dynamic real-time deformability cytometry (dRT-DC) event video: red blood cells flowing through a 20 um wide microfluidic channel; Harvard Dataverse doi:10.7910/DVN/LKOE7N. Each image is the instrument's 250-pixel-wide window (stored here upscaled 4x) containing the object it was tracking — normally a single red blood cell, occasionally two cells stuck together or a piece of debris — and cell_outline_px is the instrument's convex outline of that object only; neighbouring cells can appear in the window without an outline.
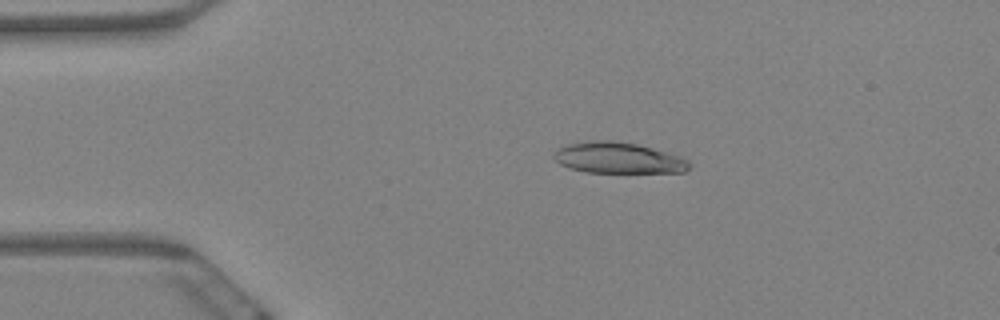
{"species": "Egyptian fruit bat (a non-hibernating species)", "species_latin": "Rousettus aegyptiacus", "temperature_condition": "warm", "stored_images_in_passage": 6, "camera_frame_rate_fps": 3000, "um_per_image_px": 0.085, "animal": {"sex": "female"}, "frame": {"image": 1, "passage_image": 3, "time_ms": 0.667, "image_size_px": [1000, 320], "cell_outline_px": [[692, 164], [684, 172], [588, 172], [572, 168], [560, 164], [552, 156], [560, 148], [568, 144], [588, 140], [612, 140], [636, 144], [652, 148], [688, 160]], "centroid_in_image_um": [52.53, 13.42], "position_along_channel_um": 32.5, "area_um2": 24.04}}
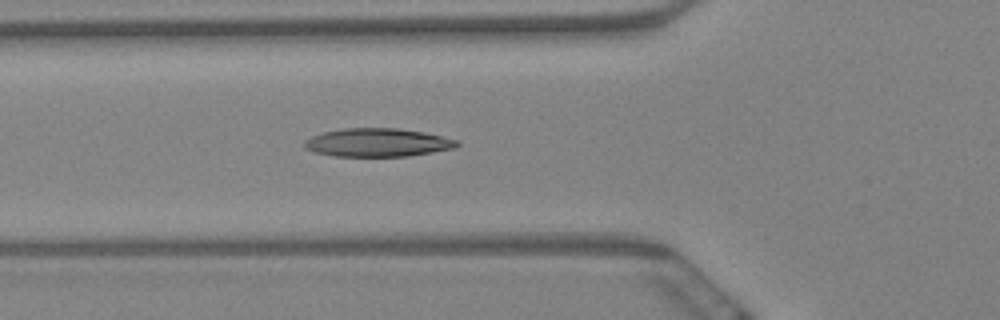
{"frame": {"image": 2, "passage_image": 6, "time_ms": 1.667, "image_size_px": [1000, 320], "cell_outline_px": [[460, 144], [456, 148], [408, 156], [332, 156], [316, 152], [304, 148], [304, 140], [312, 136], [324, 132], [344, 128], [400, 128], [424, 132], [456, 140]], "centroid_in_image_um": [32.08, 12.11], "position_along_channel_um": 93.7, "area_um2": 25.14}}